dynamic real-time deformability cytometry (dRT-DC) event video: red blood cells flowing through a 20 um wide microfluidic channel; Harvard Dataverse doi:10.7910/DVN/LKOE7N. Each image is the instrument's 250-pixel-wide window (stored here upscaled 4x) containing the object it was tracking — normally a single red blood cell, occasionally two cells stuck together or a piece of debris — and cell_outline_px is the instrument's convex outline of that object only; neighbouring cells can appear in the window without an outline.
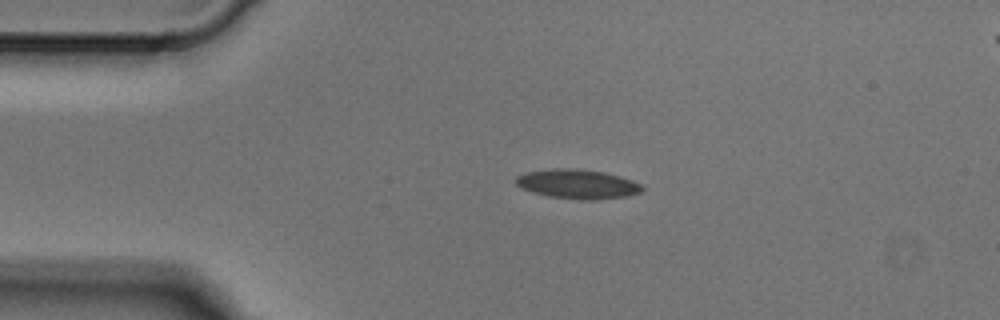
{"species": "Egyptian fruit bat (a non-hibernating species)", "species_latin": "Rousettus aegyptiacus", "temperature_condition": "cold", "stored_images_in_passage": 2, "camera_frame_rate_fps": 3000, "um_per_image_px": 0.085, "animal": {"sex": "male"}, "frame": {"image": 1, "passage_image": 1, "time_ms": 0.0, "image_size_px": [1000, 320], "cell_outline_px": [[644, 188], [640, 192], [624, 196], [596, 200], [580, 200], [548, 196], [532, 192], [520, 188], [516, 184], [516, 176], [528, 172], [552, 168], [576, 168], [604, 172], [620, 176], [632, 180], [640, 184]], "centroid_in_image_um": [49.07, 15.64], "position_along_channel_um": 35.9, "area_um2": 21.62}}